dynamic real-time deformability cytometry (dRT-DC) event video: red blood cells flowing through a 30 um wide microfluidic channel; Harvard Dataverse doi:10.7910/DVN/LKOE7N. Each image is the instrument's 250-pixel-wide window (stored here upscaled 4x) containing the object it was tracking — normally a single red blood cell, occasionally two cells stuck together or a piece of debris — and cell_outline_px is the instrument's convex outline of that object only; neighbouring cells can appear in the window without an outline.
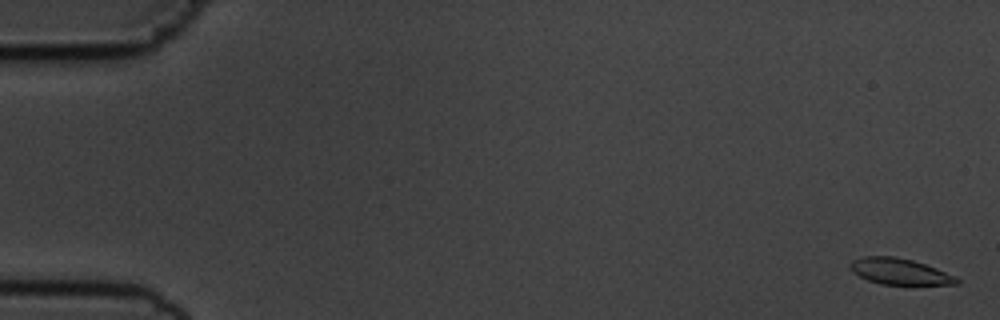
{"species": "common noctule bat (a hibernating species)", "species_latin": "Nyctalus noctula", "temperature_condition": "cold", "stored_images_in_passage": 32, "camera_frame_rate_fps": 3000, "um_per_image_px": 0.085, "animal": {"sex": "male", "body_mass_g": 19.5, "forearm_length_mm": 54.6}, "frame": {"image": 1, "passage_image": 2, "time_ms": 0.333, "image_size_px": [1000, 320], "cell_outline_px": [[960, 284], [880, 284], [868, 280], [852, 272], [848, 268], [848, 264], [852, 260], [864, 256], [892, 256], [912, 260], [936, 268], [956, 276], [960, 280]], "centroid_in_image_um": [76.43, 23.07], "position_along_channel_um": 8.6, "area_um2": 16.18}}
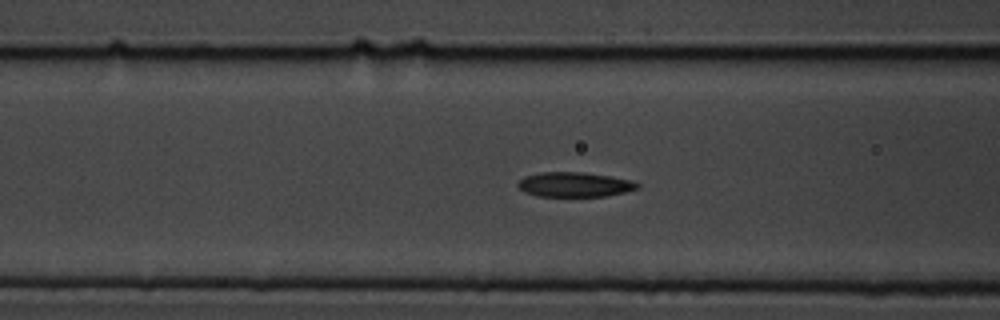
{"frame": {"image": 2, "passage_image": 23, "time_ms": 7.333, "image_size_px": [1000, 320], "cell_outline_px": [[640, 184], [636, 188], [624, 192], [608, 196], [536, 196], [524, 192], [516, 184], [524, 176], [540, 172], [584, 172], [612, 176], [632, 180]], "centroid_in_image_um": [48.82, 15.68], "position_along_channel_um": 117.8, "area_um2": 17.28}}
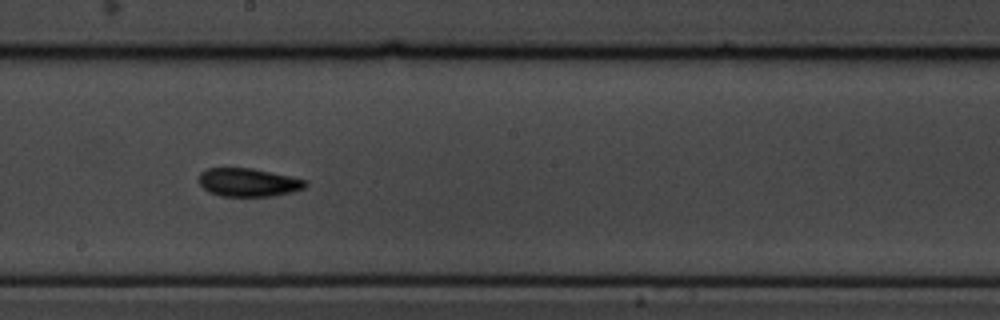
{"frame": {"image": 3, "passage_image": 32, "time_ms": 10.333, "image_size_px": [1000, 320], "cell_outline_px": [[308, 184], [304, 188], [292, 192], [272, 196], [220, 196], [208, 192], [196, 180], [200, 172], [208, 168], [252, 168], [308, 180]], "centroid_in_image_um": [21.08, 15.5], "position_along_channel_um": 227.1, "area_um2": 17.74}}